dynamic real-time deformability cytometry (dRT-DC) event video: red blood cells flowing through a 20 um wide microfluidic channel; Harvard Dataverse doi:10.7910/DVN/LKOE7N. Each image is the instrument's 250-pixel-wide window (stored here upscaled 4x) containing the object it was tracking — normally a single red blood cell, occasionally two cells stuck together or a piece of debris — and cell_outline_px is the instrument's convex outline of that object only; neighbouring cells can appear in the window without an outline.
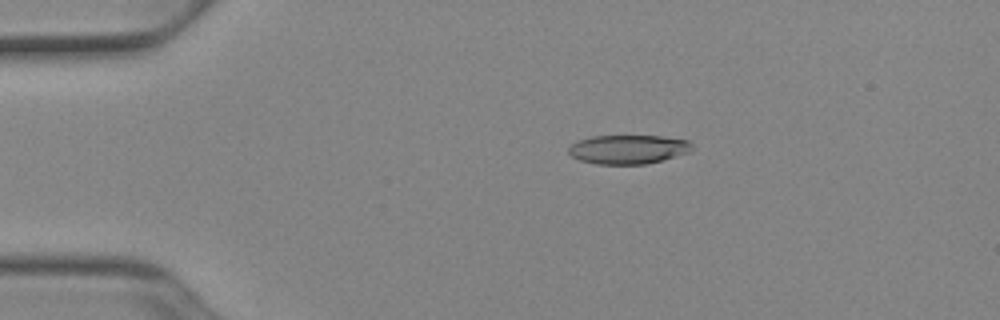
{"species": "Egyptian fruit bat (a non-hibernating species)", "species_latin": "Rousettus aegyptiacus", "temperature_condition": "cold", "stored_images_in_passage": 51, "camera_frame_rate_fps": 3000, "um_per_image_px": 0.085, "animal": {"sex": "female"}, "frame": {"image": 1, "passage_image": 10, "time_ms": 3.0, "image_size_px": [1000, 320], "cell_outline_px": [[692, 148], [688, 152], [676, 156], [644, 164], [596, 164], [580, 160], [572, 156], [568, 152], [568, 148], [572, 144], [580, 140], [592, 136], [664, 136], [688, 140], [692, 144]], "centroid_in_image_um": [53.39, 12.69], "position_along_channel_um": 31.6, "area_um2": 20.69}}
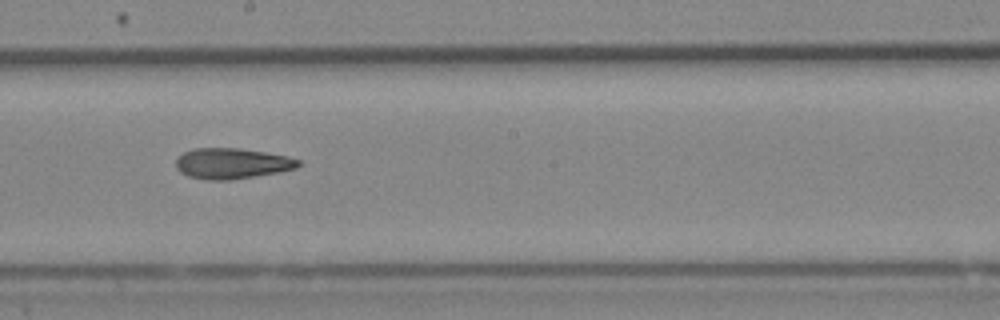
{"frame": {"image": 2, "passage_image": 29, "time_ms": 9.333, "image_size_px": [1000, 320], "cell_outline_px": [[300, 164], [296, 168], [280, 172], [256, 176], [228, 180], [204, 180], [188, 176], [180, 172], [176, 168], [176, 160], [184, 152], [196, 148], [240, 148], [288, 156], [300, 160]], "centroid_in_image_um": [19.72, 13.9], "position_along_channel_um": 228.5, "area_um2": 21.91}}
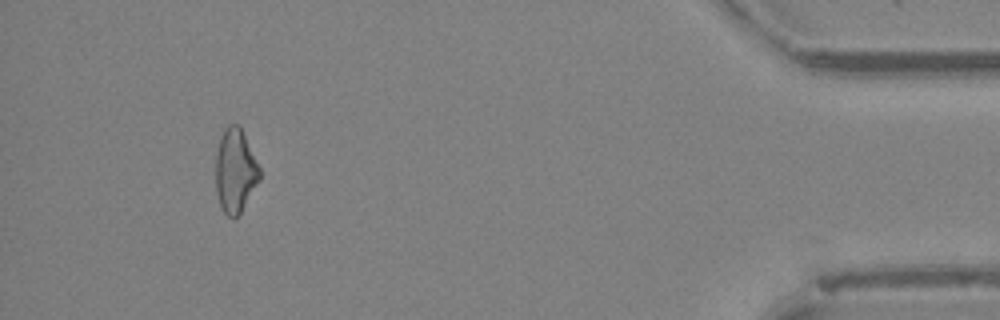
{"frame": {"image": 3, "passage_image": 48, "time_ms": 15.667, "image_size_px": [1000, 320], "cell_outline_px": [[260, 180], [240, 212], [232, 220], [224, 212], [220, 204], [216, 192], [216, 152], [220, 136], [224, 128], [228, 124], [240, 124], [260, 168]], "centroid_in_image_um": [19.99, 14.47], "position_along_channel_um": 415.2, "area_um2": 21.56}, "authors_computed_cell_mechanics": {"area_um2": 21.8484, "velocity_mm_per_s": 3.9414, "shape_relaxation_time_tau1_ms": 8.2685, "shape_relaxation_time_tau2_ms": 5.5658, "deformation_change_tau1": 0.209, "deformation_change_tau2": 0.1697}}